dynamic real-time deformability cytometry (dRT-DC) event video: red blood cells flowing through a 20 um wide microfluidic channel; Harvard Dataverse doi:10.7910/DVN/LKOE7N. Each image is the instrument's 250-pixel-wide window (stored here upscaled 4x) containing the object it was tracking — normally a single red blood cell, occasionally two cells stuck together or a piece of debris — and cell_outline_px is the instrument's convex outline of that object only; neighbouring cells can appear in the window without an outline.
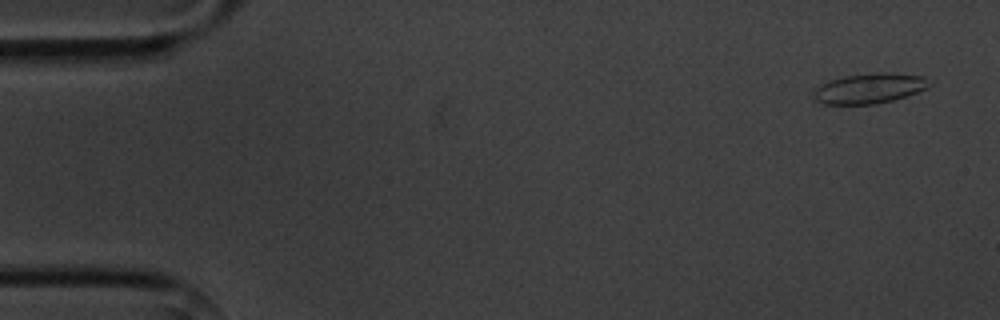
{"species": "common noctule bat (a hibernating species)", "species_latin": "Nyctalus noctula", "temperature_condition": "cold", "stored_images_in_passage": 3, "camera_frame_rate_fps": 3000, "um_per_image_px": 0.085, "animal": {"sex": "male", "body_mass_g": 20.1, "forearm_length_mm": 53.5}, "frame": {"image": 1, "passage_image": 1, "time_ms": 0.0, "image_size_px": [1000, 320], "cell_outline_px": [[932, 84], [928, 88], [892, 100], [872, 104], [824, 104], [816, 100], [812, 92], [820, 84], [828, 80], [844, 76], [880, 72], [892, 72], [924, 76]], "centroid_in_image_um": [73.89, 7.49], "position_along_channel_um": 11.1, "area_um2": 20.35}}